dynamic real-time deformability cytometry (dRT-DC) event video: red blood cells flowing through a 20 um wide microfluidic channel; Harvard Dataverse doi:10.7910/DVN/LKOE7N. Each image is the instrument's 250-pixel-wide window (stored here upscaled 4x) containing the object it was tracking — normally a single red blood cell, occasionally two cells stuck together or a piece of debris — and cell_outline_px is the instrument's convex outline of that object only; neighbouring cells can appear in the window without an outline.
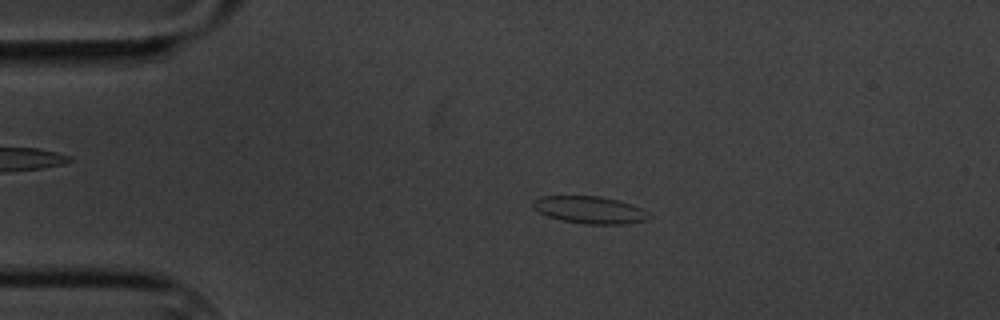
{"species": "common noctule bat (a hibernating species)", "species_latin": "Nyctalus noctula", "temperature_condition": "cold", "stored_images_in_passage": 13, "camera_frame_rate_fps": 3000, "um_per_image_px": 0.085, "animal": {"sex": "male", "body_mass_g": 20.1, "forearm_length_mm": 53.5}, "frame": {"image": 1, "passage_image": 1, "time_ms": 0.0, "image_size_px": [1000, 320], "cell_outline_px": [[652, 216], [648, 220], [624, 224], [584, 224], [564, 220], [548, 216], [532, 208], [532, 200], [540, 196], [600, 196], [632, 204], [648, 212]], "centroid_in_image_um": [50.13, 17.84], "position_along_channel_um": 34.9, "area_um2": 18.44}}
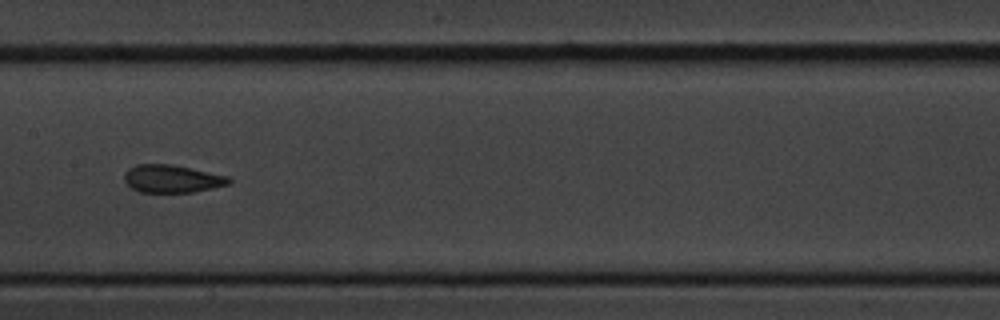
{"frame": {"image": 2, "passage_image": 6, "time_ms": 5.667, "image_size_px": [1000, 320], "cell_outline_px": [[232, 180], [228, 184], [212, 188], [192, 192], [140, 192], [132, 188], [124, 180], [124, 172], [128, 168], [136, 164], [172, 164], [228, 176]], "centroid_in_image_um": [14.59, 15.18], "position_along_channel_um": 192.8, "area_um2": 16.88}}
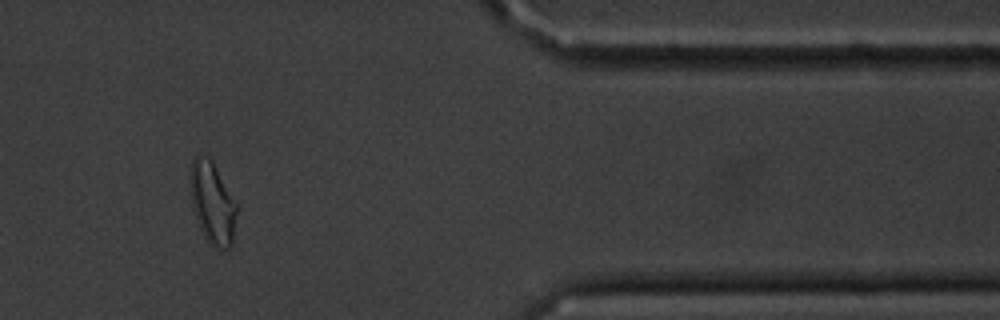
{"frame": {"image": 3, "passage_image": 11, "time_ms": 12.333, "image_size_px": [1000, 320], "cell_outline_px": [[236, 212], [232, 244], [228, 248], [212, 248], [208, 244], [196, 220], [192, 208], [192, 160], [196, 156], [208, 156], [212, 160], [236, 204]], "centroid_in_image_um": [18.06, 17.31], "position_along_channel_um": 393.3, "area_um2": 21.56}, "authors_computed_cell_mechanics": {"area_um2": 17.5712, "velocity_mm_per_s": 3.4124, "shape_relaxation_time_tau1_ms": null, "shape_relaxation_time_tau2_ms": 1.3482, "deformation_change_tau1": null, "deformation_change_tau2": 0.0677}}